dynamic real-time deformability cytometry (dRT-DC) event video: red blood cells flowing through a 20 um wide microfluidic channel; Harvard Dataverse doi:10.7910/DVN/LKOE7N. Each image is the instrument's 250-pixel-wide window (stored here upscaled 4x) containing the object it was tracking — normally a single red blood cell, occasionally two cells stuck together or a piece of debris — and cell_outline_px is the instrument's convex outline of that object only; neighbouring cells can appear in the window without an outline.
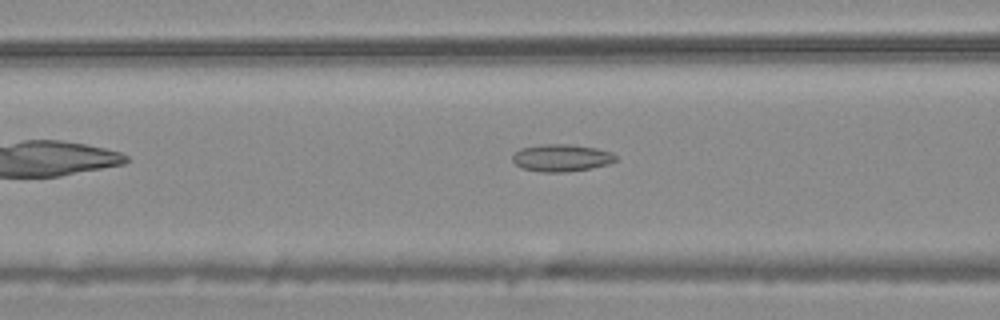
{"species": "common noctule bat (a hibernating species)", "species_latin": "Nyctalus noctula", "temperature_condition": "warm", "stored_images_in_passage": 41, "camera_frame_rate_fps": 3000, "um_per_image_px": 0.085, "animal": {"sex": "male", "body_mass_g": 20.4}, "frame": {"image": 1, "passage_image": 11, "time_ms": 3.333, "image_size_px": [1000, 320], "cell_outline_px": [[616, 160], [608, 164], [592, 168], [564, 172], [540, 172], [524, 168], [516, 164], [512, 160], [512, 156], [520, 148], [544, 144], [572, 144], [596, 148], [612, 152], [616, 156]], "centroid_in_image_um": [47.74, 13.41], "position_along_channel_um": 118.9, "area_um2": 16.36}}
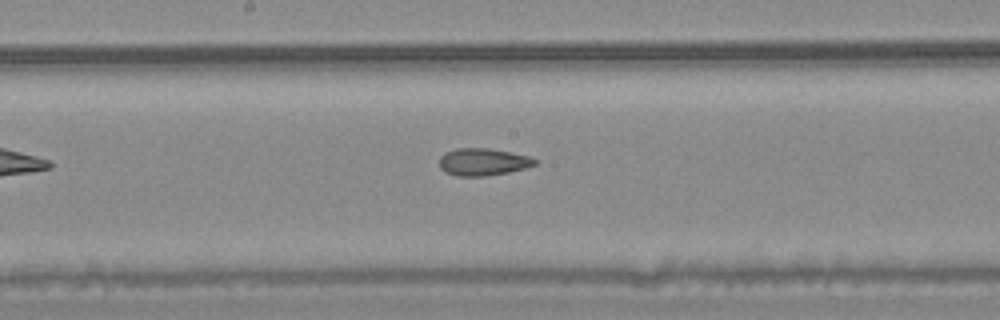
{"frame": {"image": 2, "passage_image": 18, "time_ms": 5.667, "image_size_px": [1000, 320], "cell_outline_px": [[536, 164], [524, 168], [508, 172], [484, 176], [456, 176], [444, 172], [440, 168], [440, 156], [444, 152], [456, 148], [488, 148], [528, 156], [536, 160]], "centroid_in_image_um": [40.99, 13.76], "position_along_channel_um": 207.2, "area_um2": 15.09}}
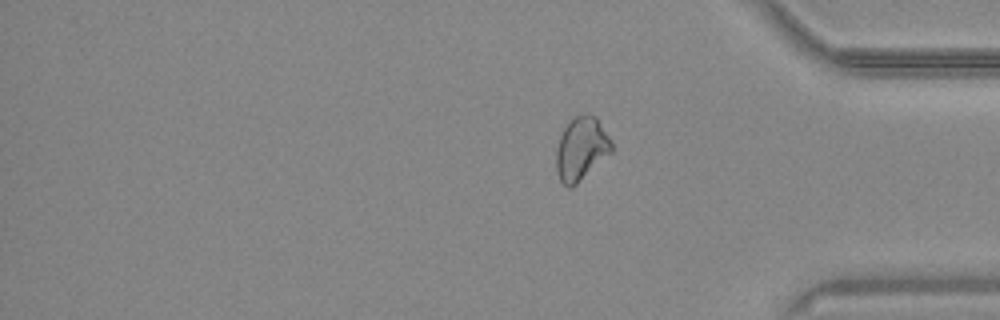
{"frame": {"image": 3, "passage_image": 41, "time_ms": 13.333, "image_size_px": [1000, 320], "cell_outline_px": [[612, 152], [576, 184], [568, 188], [560, 180], [556, 172], [556, 148], [560, 136], [568, 120], [584, 112], [588, 112], [596, 116], [608, 136], [612, 144]], "centroid_in_image_um": [49.39, 12.6], "position_along_channel_um": 385.8, "area_um2": 20.46}, "authors_computed_cell_mechanics": {"area_um2": 15.9528, "velocity_mm_per_s": 3.7776, "shape_relaxation_time_tau1_ms": null, "shape_relaxation_time_tau2_ms": 3.1243, "deformation_change_tau1": null, "deformation_change_tau2": 0.1131}}